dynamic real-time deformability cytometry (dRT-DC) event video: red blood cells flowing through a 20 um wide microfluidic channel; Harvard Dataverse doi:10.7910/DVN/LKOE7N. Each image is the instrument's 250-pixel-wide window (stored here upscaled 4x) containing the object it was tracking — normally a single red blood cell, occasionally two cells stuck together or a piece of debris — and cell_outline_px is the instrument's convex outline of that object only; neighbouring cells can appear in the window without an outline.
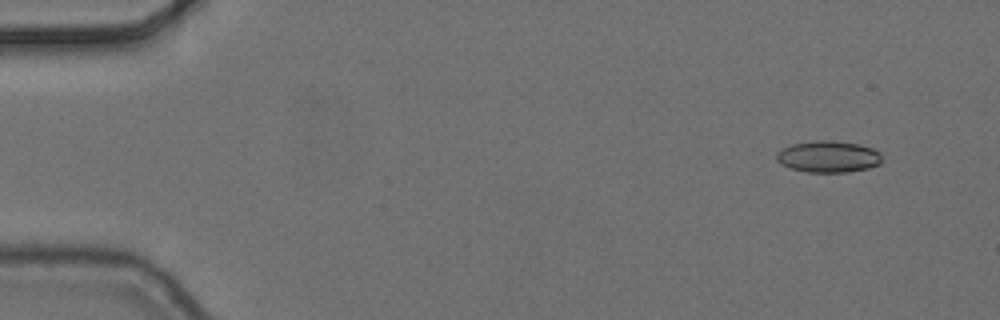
{"species": "common noctule bat (a hibernating species)", "species_latin": "Nyctalus noctula", "temperature_condition": "cold", "stored_images_in_passage": 4, "camera_frame_rate_fps": 3000, "um_per_image_px": 0.085, "animal": {"sex": "female", "body_mass_g": 24.6, "forearm_length_mm": 56.2}, "frame": {"image": 1, "passage_image": 1, "time_ms": 0.0, "image_size_px": [1000, 320], "cell_outline_px": [[880, 164], [868, 168], [848, 172], [808, 172], [792, 168], [780, 164], [776, 160], [776, 152], [792, 144], [816, 140], [832, 140], [860, 144], [872, 148], [880, 152]], "centroid_in_image_um": [70.4, 13.31], "position_along_channel_um": 14.6, "area_um2": 19.42}}
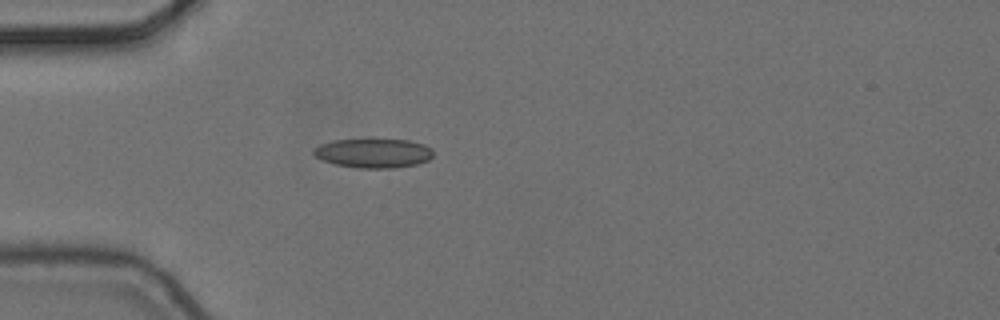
{"frame": {"image": 2, "passage_image": 4, "time_ms": 1.0, "image_size_px": [1000, 320], "cell_outline_px": [[432, 156], [428, 160], [416, 164], [392, 168], [360, 168], [336, 164], [324, 160], [316, 156], [312, 152], [312, 148], [320, 144], [332, 140], [372, 136], [408, 140], [424, 144], [432, 148]], "centroid_in_image_um": [31.72, 12.95], "position_along_channel_um": 53.3, "area_um2": 21.27}}